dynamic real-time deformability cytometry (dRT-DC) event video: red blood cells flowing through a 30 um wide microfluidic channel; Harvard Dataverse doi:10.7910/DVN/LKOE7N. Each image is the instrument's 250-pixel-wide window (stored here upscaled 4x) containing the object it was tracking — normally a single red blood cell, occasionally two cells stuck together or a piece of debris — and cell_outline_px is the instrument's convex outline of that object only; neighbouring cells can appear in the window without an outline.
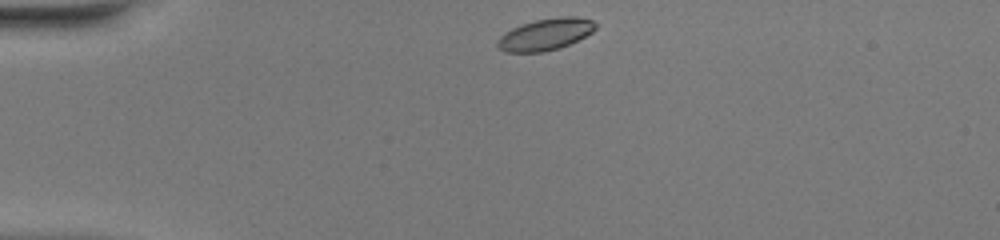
{"species": "common noctule bat (a hibernating species)", "species_latin": "Nyctalus noctula", "temperature_condition": "warm", "stored_images_in_passage": 40, "camera_frame_rate_fps": 3000, "um_per_image_px": 0.085, "animal": {"sex": "female", "body_mass_g": 20.0, "forearm_length_mm": 54.0}, "frame": {"image": 1, "passage_image": 1, "time_ms": 0.0, "image_size_px": [1000, 240], "cell_outline_px": [[596, 28], [592, 32], [560, 48], [544, 52], [504, 52], [496, 48], [496, 40], [504, 32], [520, 24], [536, 20], [560, 16], [576, 16], [592, 20], [596, 24]], "centroid_in_image_um": [46.31, 2.92], "position_along_channel_um": 38.7, "area_um2": 18.26}}
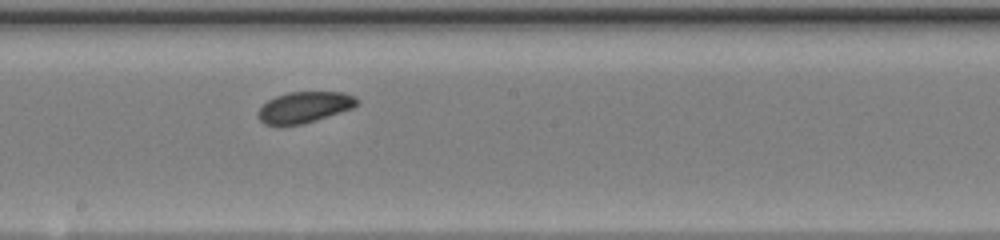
{"frame": {"image": 2, "passage_image": 18, "time_ms": 5.667, "image_size_px": [1000, 240], "cell_outline_px": [[360, 100], [352, 108], [304, 124], [280, 128], [264, 124], [260, 120], [256, 112], [268, 100], [276, 96], [288, 92], [344, 92], [356, 96]], "centroid_in_image_um": [25.83, 9.14], "position_along_channel_um": 222.4, "area_um2": 18.32}}
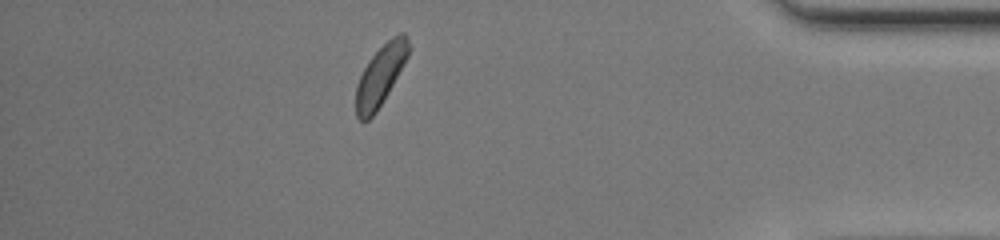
{"frame": {"image": 3, "passage_image": 34, "time_ms": 11.0, "image_size_px": [1000, 240], "cell_outline_px": [[408, 56], [388, 92], [376, 112], [368, 120], [360, 120], [356, 116], [356, 84], [368, 60], [392, 36], [400, 32], [404, 32], [408, 40]], "centroid_in_image_um": [32.32, 6.41], "position_along_channel_um": 402.9, "area_um2": 18.09}, "authors_computed_cell_mechanics": {"area_um2": 18.1492, "velocity_mm_per_s": 4.0611, "shape_relaxation_time_tau1_ms": 2.6111, "shape_relaxation_time_tau2_ms": 8.3342, "deformation_change_tau1": 0.0669, "deformation_change_tau2": 0.1411}}